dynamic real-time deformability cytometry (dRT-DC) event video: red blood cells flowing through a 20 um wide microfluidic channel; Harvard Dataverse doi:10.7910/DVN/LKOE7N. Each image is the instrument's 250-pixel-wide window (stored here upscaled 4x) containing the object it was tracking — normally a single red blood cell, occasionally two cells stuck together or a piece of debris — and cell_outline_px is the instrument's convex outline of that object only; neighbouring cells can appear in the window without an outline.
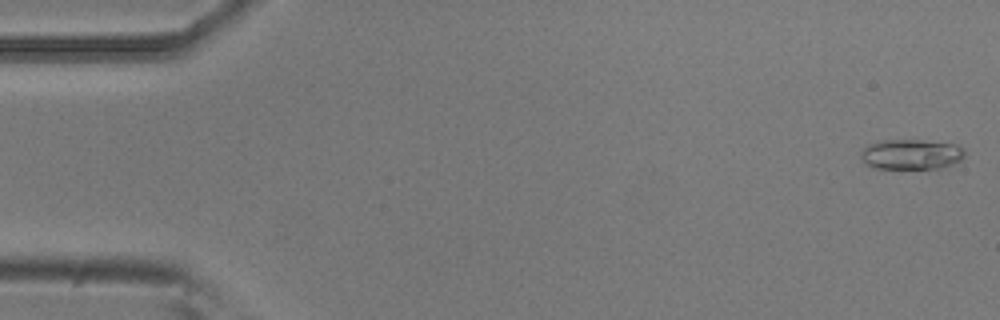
{"species": "common noctule bat (a hibernating species)", "species_latin": "Nyctalus noctula", "temperature_condition": "room temperature", "stored_images_in_passage": 53, "camera_frame_rate_fps": 3000, "um_per_image_px": 0.085, "animal": {"sex": "male", "body_mass_g": 20.5, "forearm_length_mm": 52.5}, "frame": {"image": 1, "passage_image": 1, "time_ms": 0.0, "image_size_px": [1000, 320], "cell_outline_px": [[964, 156], [960, 160], [952, 164], [940, 168], [876, 168], [864, 164], [860, 156], [860, 152], [868, 144], [880, 140], [920, 140], [956, 144], [964, 152]], "centroid_in_image_um": [77.4, 13.11], "position_along_channel_um": 7.6, "area_um2": 18.21}}
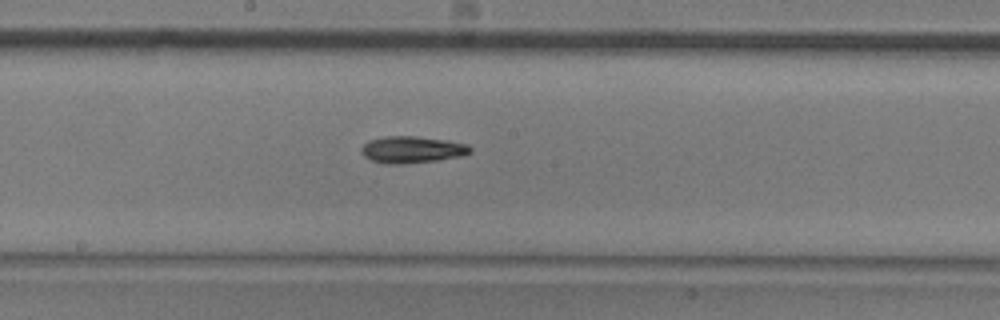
{"frame": {"image": 2, "passage_image": 28, "time_ms": 9.0, "image_size_px": [1000, 320], "cell_outline_px": [[472, 152], [464, 156], [436, 160], [400, 164], [388, 164], [372, 160], [364, 156], [360, 152], [360, 148], [368, 140], [384, 136], [416, 136], [444, 140], [468, 144], [472, 148]], "centroid_in_image_um": [35.02, 12.71], "position_along_channel_um": 213.2, "area_um2": 17.05}}
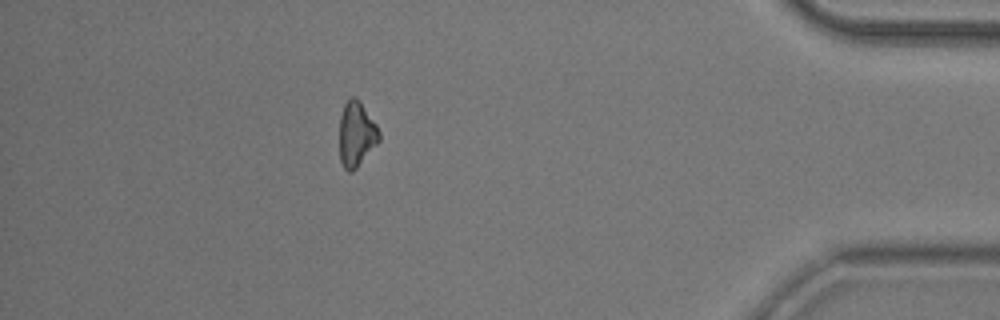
{"frame": {"image": 3, "passage_image": 47, "time_ms": 15.333, "image_size_px": [1000, 320], "cell_outline_px": [[380, 140], [356, 168], [352, 172], [348, 172], [344, 168], [340, 160], [340, 116], [344, 104], [352, 96], [356, 96], [360, 100], [376, 124], [380, 132]], "centroid_in_image_um": [30.29, 11.38], "position_along_channel_um": 404.9, "area_um2": 15.03}, "authors_computed_cell_mechanics": {"area_um2": 16.0106, "velocity_mm_per_s": 3.7796, "shape_relaxation_time_tau1_ms": 4.7567, "shape_relaxation_time_tau2_ms": null, "deformation_change_tau1": 0.1569, "deformation_change_tau2": null}}